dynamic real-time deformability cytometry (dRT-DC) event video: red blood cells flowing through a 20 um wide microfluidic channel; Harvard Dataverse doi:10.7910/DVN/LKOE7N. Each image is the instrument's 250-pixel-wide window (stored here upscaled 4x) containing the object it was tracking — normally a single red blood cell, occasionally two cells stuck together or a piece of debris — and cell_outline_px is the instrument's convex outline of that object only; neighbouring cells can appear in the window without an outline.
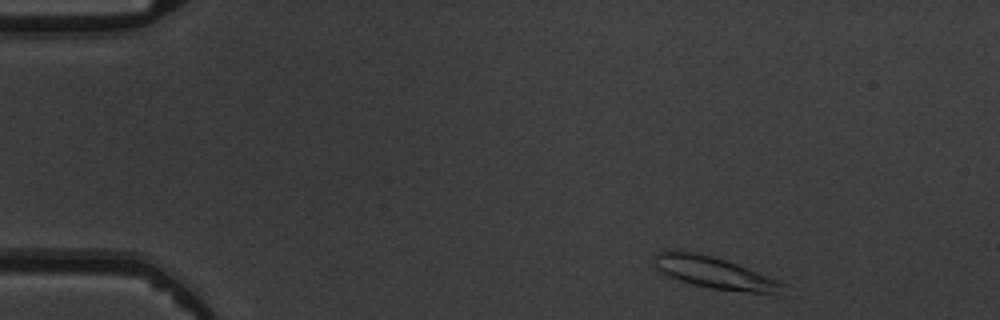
{"species": "common noctule bat (a hibernating species)", "species_latin": "Nyctalus noctula", "temperature_condition": "warm", "stored_images_in_passage": 3, "camera_frame_rate_fps": 3000, "um_per_image_px": 0.085, "animal": {"sex": "male", "body_mass_g": 19.5, "forearm_length_mm": 54.6}, "frame": {"image": 1, "passage_image": 1, "time_ms": 0.0, "image_size_px": [1000, 320], "cell_outline_px": [[788, 296], [780, 296], [708, 288], [676, 280], [660, 272], [656, 268], [652, 260], [652, 256], [656, 252], [676, 248], [680, 248], [712, 256], [736, 264], [788, 284]], "centroid_in_image_um": [60.79, 23.21], "position_along_channel_um": 24.2, "area_um2": 25.09}}